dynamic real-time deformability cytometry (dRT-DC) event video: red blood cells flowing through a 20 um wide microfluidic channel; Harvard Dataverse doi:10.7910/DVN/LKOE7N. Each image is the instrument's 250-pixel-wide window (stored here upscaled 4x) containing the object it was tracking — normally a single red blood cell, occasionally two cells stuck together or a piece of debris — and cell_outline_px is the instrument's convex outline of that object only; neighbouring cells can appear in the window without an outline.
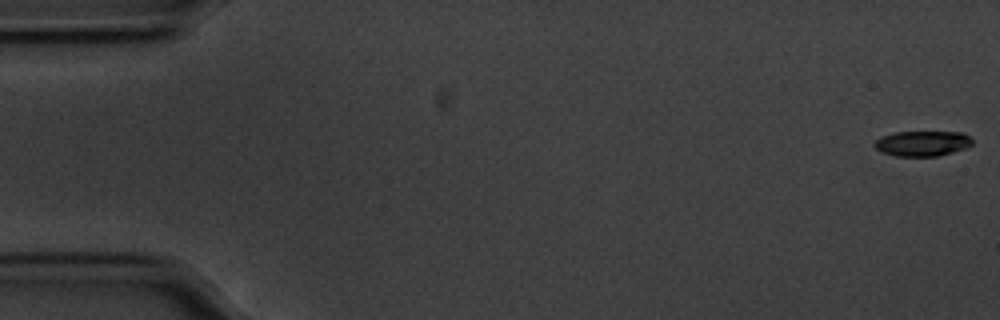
{"species": "common noctule bat (a hibernating species)", "species_latin": "Nyctalus noctula", "temperature_condition": "cold", "stored_images_in_passage": 57, "camera_frame_rate_fps": 3000, "um_per_image_px": 0.085, "animal": {"sex": "male", "body_mass_g": 20.1, "forearm_length_mm": 53.5}, "frame": {"image": 1, "passage_image": 1, "time_ms": 0.0, "image_size_px": [1000, 320], "cell_outline_px": [[972, 144], [968, 148], [936, 156], [896, 156], [880, 152], [872, 144], [880, 136], [896, 132], [964, 132], [972, 140]], "centroid_in_image_um": [78.39, 12.19], "position_along_channel_um": 6.6, "area_um2": 14.51}}
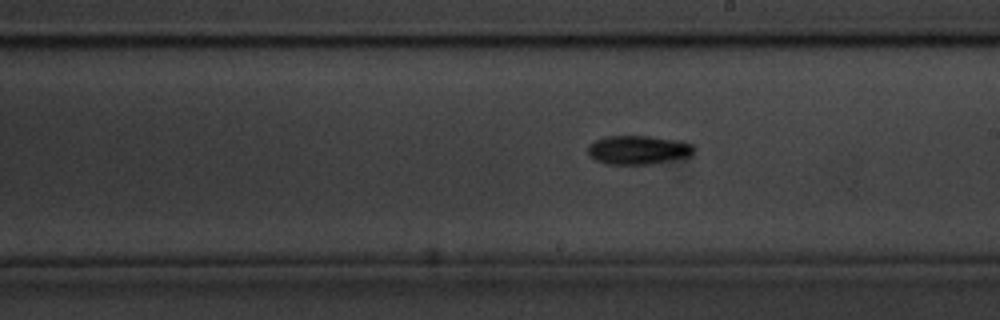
{"frame": {"image": 2, "passage_image": 32, "time_ms": 10.333, "image_size_px": [1000, 320], "cell_outline_px": [[692, 152], [688, 156], [652, 164], [608, 164], [596, 160], [588, 152], [588, 144], [604, 136], [648, 136], [676, 140], [692, 144]], "centroid_in_image_um": [54.19, 12.73], "position_along_channel_um": 234.8, "area_um2": 17.51}}
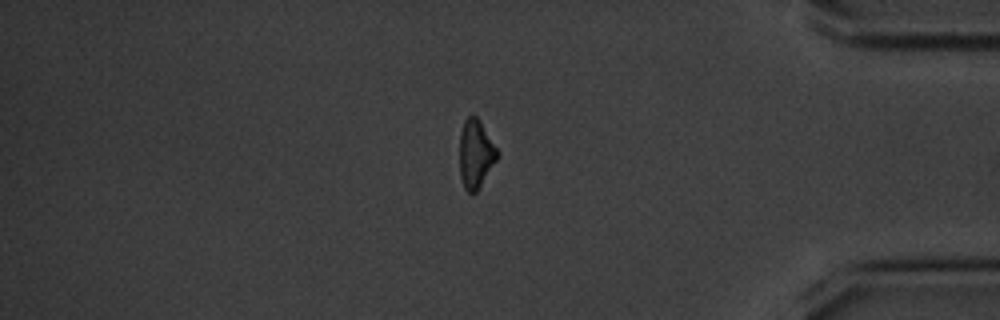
{"frame": {"image": 3, "passage_image": 48, "time_ms": 15.667, "image_size_px": [1000, 320], "cell_outline_px": [[500, 152], [496, 160], [476, 192], [468, 192], [464, 188], [460, 176], [460, 132], [464, 120], [468, 116], [476, 116], [480, 120]], "centroid_in_image_um": [40.43, 13.05], "position_along_channel_um": 394.8, "area_um2": 14.97}, "authors_computed_cell_mechanics": {"area_um2": 16.0106, "velocity_mm_per_s": 3.5509, "shape_relaxation_time_tau1_ms": 1.9595, "shape_relaxation_time_tau2_ms": 5.914, "deformation_change_tau1": 0.1376, "deformation_change_tau2": 0.1522}}